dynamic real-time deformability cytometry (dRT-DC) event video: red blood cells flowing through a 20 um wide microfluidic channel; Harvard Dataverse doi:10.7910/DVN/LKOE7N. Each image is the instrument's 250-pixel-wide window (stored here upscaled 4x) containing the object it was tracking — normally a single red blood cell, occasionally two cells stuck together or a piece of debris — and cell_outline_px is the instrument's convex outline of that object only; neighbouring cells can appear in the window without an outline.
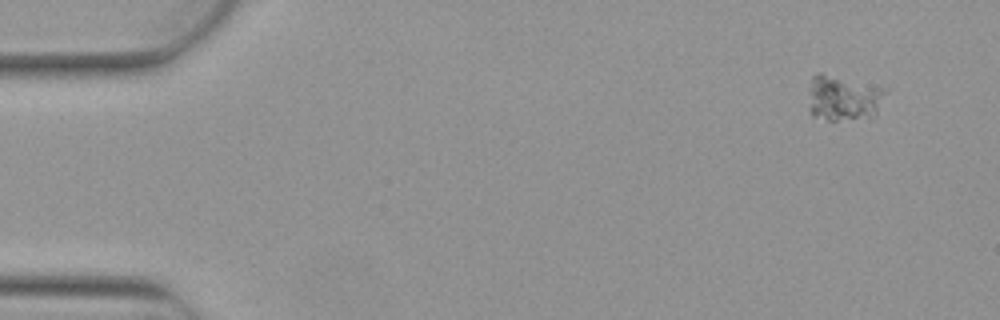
{"species": "Egyptian fruit bat (a non-hibernating species)", "species_latin": "Rousettus aegyptiacus", "temperature_condition": "warm", "stored_images_in_passage": 3, "camera_frame_rate_fps": 3000, "um_per_image_px": 0.085, "animal": {"sex": "female"}, "frame": {"image": 1, "passage_image": 1, "time_ms": 0.0, "image_size_px": [1000, 320], "cell_outline_px": [[892, 88], [876, 116], [872, 120], [828, 120], [812, 116], [808, 92], [808, 88], [812, 76], [816, 72], [820, 72]], "centroid_in_image_um": [71.82, 8.33], "position_along_channel_um": 13.2, "area_um2": 21.79}}